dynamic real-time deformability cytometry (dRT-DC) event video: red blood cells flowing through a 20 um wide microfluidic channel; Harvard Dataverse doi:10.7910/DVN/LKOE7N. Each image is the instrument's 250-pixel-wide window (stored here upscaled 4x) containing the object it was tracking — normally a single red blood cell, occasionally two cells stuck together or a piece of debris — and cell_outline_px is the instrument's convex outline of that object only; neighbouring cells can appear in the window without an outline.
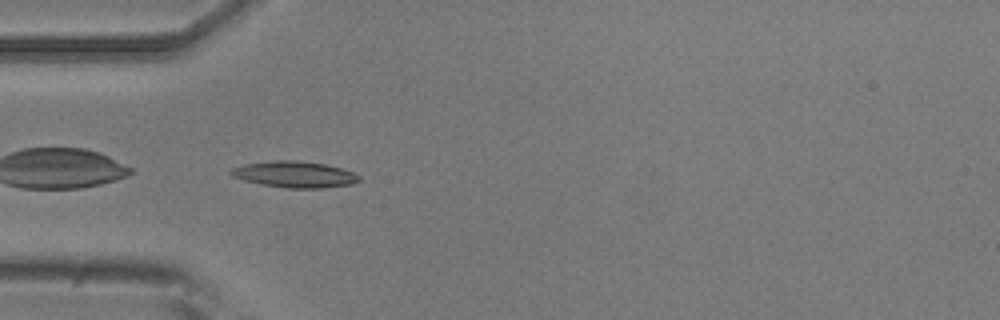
{"species": "common noctule bat (a hibernating species)", "species_latin": "Nyctalus noctula", "temperature_condition": "room temperature", "stored_images_in_passage": 6, "camera_frame_rate_fps": 3000, "um_per_image_px": 0.085, "animal": {"sex": "male", "body_mass_g": 20.5, "forearm_length_mm": 52.5}, "frame": {"image": 1, "passage_image": 5, "time_ms": 4.667, "image_size_px": [1000, 320], "cell_outline_px": [[360, 180], [352, 184], [320, 188], [284, 188], [260, 184], [244, 180], [232, 176], [228, 172], [232, 168], [244, 164], [272, 160], [296, 160], [324, 164], [340, 168], [352, 172], [360, 176]], "centroid_in_image_um": [25.0, 14.82], "position_along_channel_um": 60.0, "area_um2": 19.59}}